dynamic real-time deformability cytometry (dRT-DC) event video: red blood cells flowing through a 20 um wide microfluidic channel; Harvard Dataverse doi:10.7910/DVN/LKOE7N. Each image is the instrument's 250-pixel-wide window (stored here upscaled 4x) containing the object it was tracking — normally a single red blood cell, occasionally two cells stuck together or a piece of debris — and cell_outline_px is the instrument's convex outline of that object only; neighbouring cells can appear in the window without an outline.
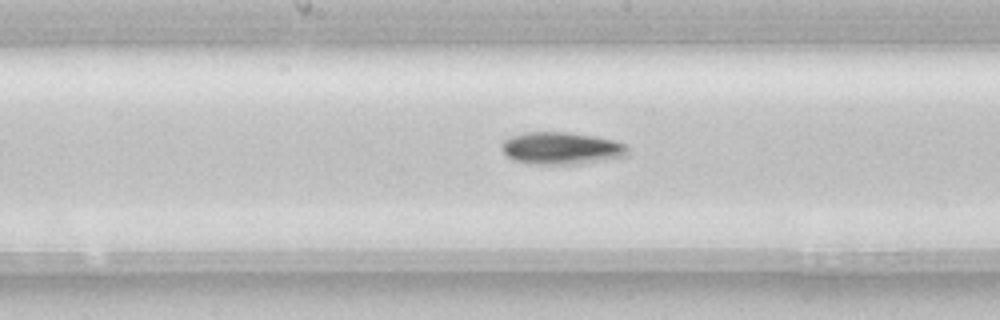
{"species": "common noctule bat (a hibernating species)", "species_latin": "Nyctalus noctula", "temperature_condition": "room temperature", "stored_images_in_passage": 39, "camera_frame_rate_fps": 3000, "um_per_image_px": 0.085, "animal": {"sex": "female", "body_mass_g": 22.7, "forearm_length_mm": 54.2}, "frame": {"image": 1, "passage_image": 12, "time_ms": 3.667, "image_size_px": [1000, 320], "cell_outline_px": [[628, 156], [584, 164], [528, 164], [512, 160], [500, 148], [500, 144], [504, 140], [512, 136], [524, 132], [568, 132], [596, 136], [612, 140], [624, 144], [628, 148]], "centroid_in_image_um": [47.71, 12.61], "position_along_channel_um": 200.5, "area_um2": 24.04}}
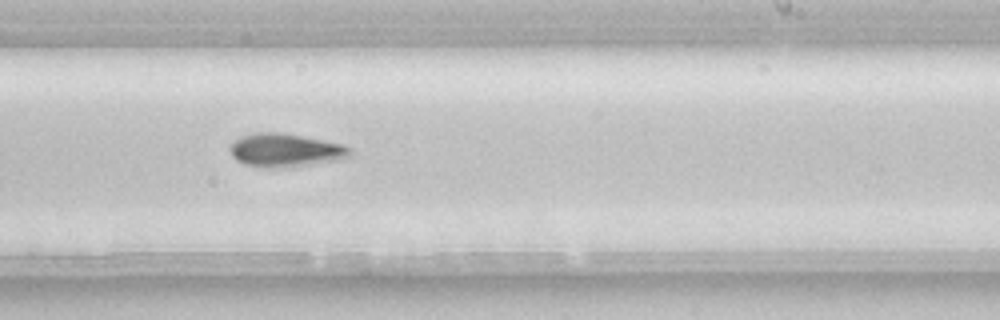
{"frame": {"image": 2, "passage_image": 17, "time_ms": 5.333, "image_size_px": [1000, 320], "cell_outline_px": [[348, 156], [340, 160], [292, 168], [272, 168], [244, 164], [236, 160], [232, 156], [228, 148], [240, 136], [256, 132], [284, 132], [344, 144], [348, 148]], "centroid_in_image_um": [24.23, 12.77], "position_along_channel_um": 264.8, "area_um2": 23.64}, "authors_computed_cell_mechanics": {"area_um2": 21.5016, "velocity_mm_per_s": 3.878, "shape_relaxation_time_tau1_ms": 4.8959, "shape_relaxation_time_tau2_ms": null, "deformation_change_tau1": 0.1525, "deformation_change_tau2": null}}